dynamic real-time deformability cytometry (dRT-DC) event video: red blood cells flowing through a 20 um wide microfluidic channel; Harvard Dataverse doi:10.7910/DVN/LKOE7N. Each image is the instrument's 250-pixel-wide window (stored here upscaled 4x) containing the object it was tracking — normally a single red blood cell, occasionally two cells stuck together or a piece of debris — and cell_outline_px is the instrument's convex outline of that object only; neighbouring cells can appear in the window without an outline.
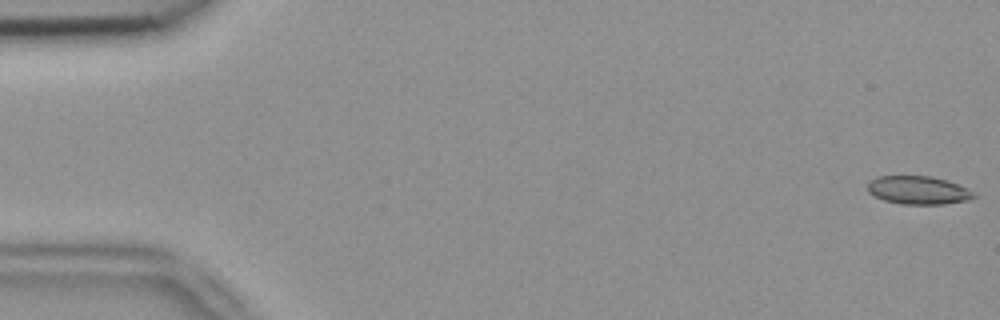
{"species": "common noctule bat (a hibernating species)", "species_latin": "Nyctalus noctula", "temperature_condition": "room temperature", "stored_images_in_passage": 4, "camera_frame_rate_fps": 3000, "um_per_image_px": 0.085, "animal": {"sex": "female", "body_mass_g": 18.4}, "frame": {"image": 1, "passage_image": 1, "time_ms": 0.0, "image_size_px": [1000, 320], "cell_outline_px": [[976, 196], [968, 200], [944, 204], [900, 204], [884, 200], [868, 192], [868, 180], [880, 176], [932, 176], [948, 180], [968, 188]], "centroid_in_image_um": [78.05, 16.16], "position_along_channel_um": 6.9, "area_um2": 17.51}}
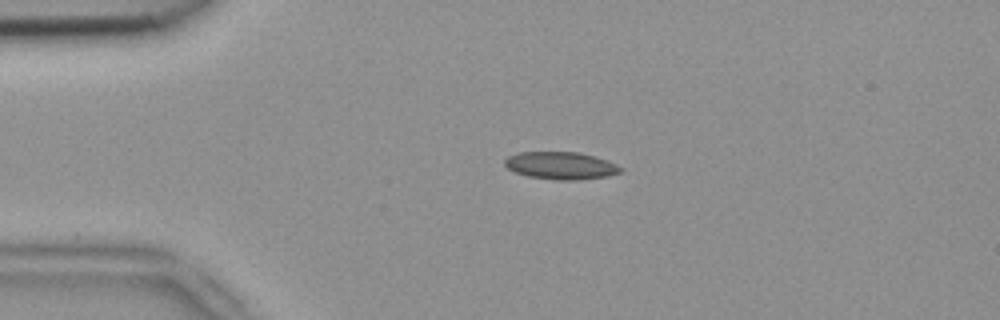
{"frame": {"image": 2, "passage_image": 4, "time_ms": 1.0, "image_size_px": [1000, 320], "cell_outline_px": [[624, 168], [620, 172], [608, 176], [576, 180], [560, 180], [528, 176], [516, 172], [508, 168], [504, 164], [504, 160], [508, 156], [516, 152], [580, 152], [608, 160]], "centroid_in_image_um": [47.68, 14.06], "position_along_channel_um": 37.3, "area_um2": 18.55}}